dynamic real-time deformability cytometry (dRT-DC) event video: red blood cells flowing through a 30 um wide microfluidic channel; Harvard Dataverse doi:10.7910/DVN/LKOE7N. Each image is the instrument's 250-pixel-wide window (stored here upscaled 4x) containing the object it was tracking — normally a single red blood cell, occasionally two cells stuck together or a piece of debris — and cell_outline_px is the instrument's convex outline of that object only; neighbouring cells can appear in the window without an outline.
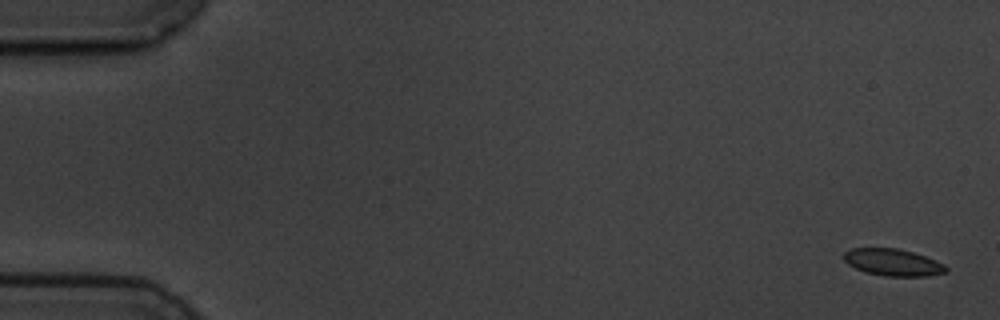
{"species": "common noctule bat (a hibernating species)", "species_latin": "Nyctalus noctula", "temperature_condition": "cold", "stored_images_in_passage": 6, "camera_frame_rate_fps": 3000, "um_per_image_px": 0.085, "animal": {"sex": "male", "body_mass_g": 19.5, "forearm_length_mm": 54.6}, "frame": {"image": 1, "passage_image": 1, "time_ms": 0.0, "image_size_px": [1000, 320], "cell_outline_px": [[948, 272], [928, 276], [884, 276], [868, 272], [856, 268], [848, 264], [844, 260], [844, 252], [852, 248], [896, 248], [912, 252], [936, 260], [944, 264], [948, 268]], "centroid_in_image_um": [75.92, 22.3], "position_along_channel_um": 9.1, "area_um2": 15.95}}
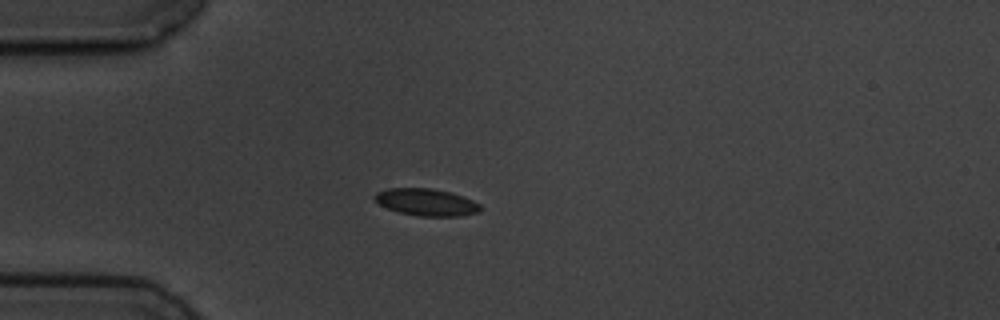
{"frame": {"image": 2, "passage_image": 5, "time_ms": 4.667, "image_size_px": [1000, 320], "cell_outline_px": [[484, 208], [480, 212], [460, 216], [420, 216], [400, 212], [388, 208], [380, 204], [372, 196], [376, 192], [388, 188], [432, 188], [452, 192], [472, 200], [480, 204]], "centroid_in_image_um": [36.28, 17.18], "position_along_channel_um": 48.7, "area_um2": 16.76}}